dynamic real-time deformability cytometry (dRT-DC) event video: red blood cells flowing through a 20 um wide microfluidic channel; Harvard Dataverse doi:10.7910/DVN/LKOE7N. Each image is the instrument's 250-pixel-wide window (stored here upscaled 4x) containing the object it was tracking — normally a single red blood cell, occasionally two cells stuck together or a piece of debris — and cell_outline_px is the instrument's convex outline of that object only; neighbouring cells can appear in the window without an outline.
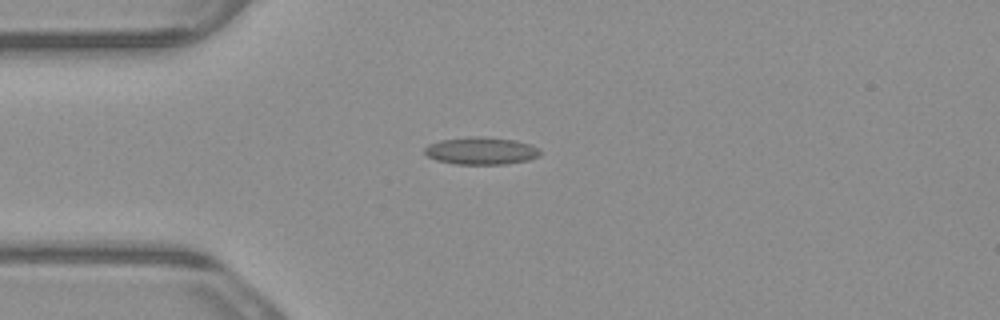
{"species": "common noctule bat (a hibernating species)", "species_latin": "Nyctalus noctula", "temperature_condition": "warm", "stored_images_in_passage": 5, "camera_frame_rate_fps": 3000, "um_per_image_px": 0.085, "animal": {"sex": "male", "body_mass_g": 23.1, "forearm_length_mm": 52.7}, "frame": {"image": 1, "passage_image": 3, "time_ms": 0.667, "image_size_px": [1000, 320], "cell_outline_px": [[540, 156], [528, 160], [504, 164], [456, 164], [436, 160], [428, 156], [424, 152], [424, 148], [428, 144], [440, 140], [472, 136], [480, 136], [512, 140], [532, 144], [540, 148]], "centroid_in_image_um": [40.9, 12.82], "position_along_channel_um": 44.1, "area_um2": 18.5}}
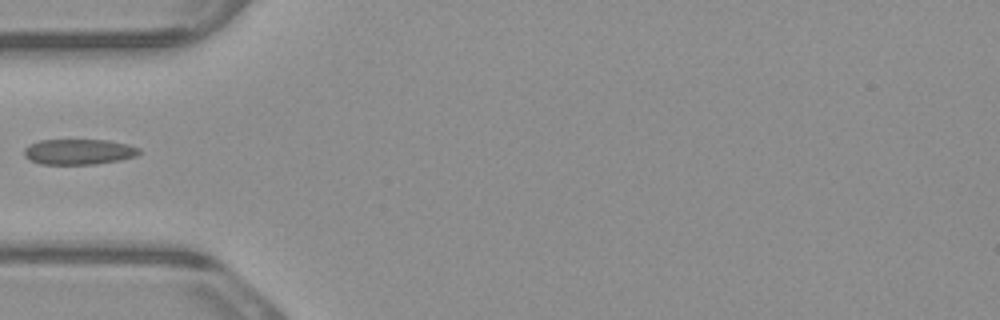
{"frame": {"image": 2, "passage_image": 4, "time_ms": 1.0, "image_size_px": [1000, 320], "cell_outline_px": [[140, 152], [136, 156], [120, 160], [96, 164], [40, 164], [28, 160], [24, 156], [24, 148], [28, 144], [40, 140], [108, 140], [128, 144], [140, 148]], "centroid_in_image_um": [6.67, 12.9], "position_along_channel_um": 78.3, "area_um2": 17.28}}
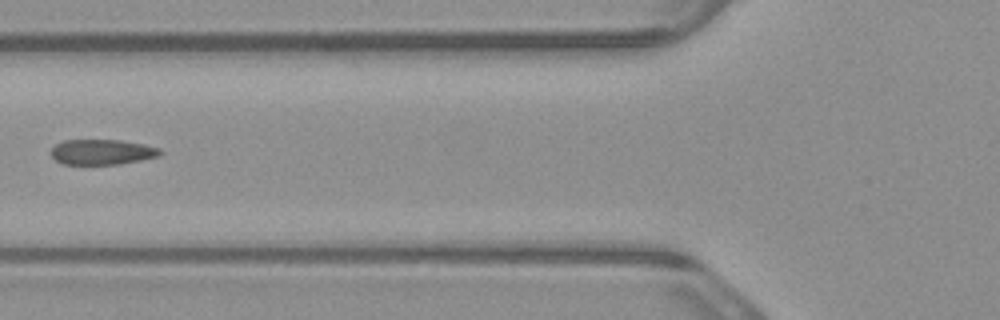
{"frame": {"image": 3, "passage_image": 5, "time_ms": 1.333, "image_size_px": [1000, 320], "cell_outline_px": [[164, 152], [160, 156], [140, 160], [116, 164], [64, 164], [56, 160], [52, 156], [52, 148], [56, 144], [64, 140], [120, 140], [144, 144], [160, 148]], "centroid_in_image_um": [8.71, 12.91], "position_along_channel_um": 117.1, "area_um2": 16.01}}